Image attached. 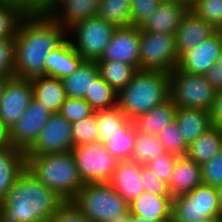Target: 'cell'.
<instances>
[{"label": "cell", "mask_w": 222, "mask_h": 222, "mask_svg": "<svg viewBox=\"0 0 222 222\" xmlns=\"http://www.w3.org/2000/svg\"><path fill=\"white\" fill-rule=\"evenodd\" d=\"M67 34L49 14L25 15L14 38V76L29 80L45 76L48 54L68 38Z\"/></svg>", "instance_id": "1"}, {"label": "cell", "mask_w": 222, "mask_h": 222, "mask_svg": "<svg viewBox=\"0 0 222 222\" xmlns=\"http://www.w3.org/2000/svg\"><path fill=\"white\" fill-rule=\"evenodd\" d=\"M63 201L25 168L0 202V222H49Z\"/></svg>", "instance_id": "2"}, {"label": "cell", "mask_w": 222, "mask_h": 222, "mask_svg": "<svg viewBox=\"0 0 222 222\" xmlns=\"http://www.w3.org/2000/svg\"><path fill=\"white\" fill-rule=\"evenodd\" d=\"M169 73L137 70L131 81L118 93L117 105L134 121L170 98Z\"/></svg>", "instance_id": "3"}, {"label": "cell", "mask_w": 222, "mask_h": 222, "mask_svg": "<svg viewBox=\"0 0 222 222\" xmlns=\"http://www.w3.org/2000/svg\"><path fill=\"white\" fill-rule=\"evenodd\" d=\"M26 168L64 200H73L84 185L72 152L26 156Z\"/></svg>", "instance_id": "4"}, {"label": "cell", "mask_w": 222, "mask_h": 222, "mask_svg": "<svg viewBox=\"0 0 222 222\" xmlns=\"http://www.w3.org/2000/svg\"><path fill=\"white\" fill-rule=\"evenodd\" d=\"M73 200L91 222H109L129 212V203L108 182L84 184Z\"/></svg>", "instance_id": "5"}, {"label": "cell", "mask_w": 222, "mask_h": 222, "mask_svg": "<svg viewBox=\"0 0 222 222\" xmlns=\"http://www.w3.org/2000/svg\"><path fill=\"white\" fill-rule=\"evenodd\" d=\"M169 76L170 99L176 107L198 108L211 112L216 90L204 75L190 74L175 68Z\"/></svg>", "instance_id": "6"}, {"label": "cell", "mask_w": 222, "mask_h": 222, "mask_svg": "<svg viewBox=\"0 0 222 222\" xmlns=\"http://www.w3.org/2000/svg\"><path fill=\"white\" fill-rule=\"evenodd\" d=\"M215 217H222L217 187L202 183L190 193L172 199L171 222Z\"/></svg>", "instance_id": "7"}, {"label": "cell", "mask_w": 222, "mask_h": 222, "mask_svg": "<svg viewBox=\"0 0 222 222\" xmlns=\"http://www.w3.org/2000/svg\"><path fill=\"white\" fill-rule=\"evenodd\" d=\"M116 27L100 16L77 22L67 30L73 48L84 60L97 61L104 53Z\"/></svg>", "instance_id": "8"}, {"label": "cell", "mask_w": 222, "mask_h": 222, "mask_svg": "<svg viewBox=\"0 0 222 222\" xmlns=\"http://www.w3.org/2000/svg\"><path fill=\"white\" fill-rule=\"evenodd\" d=\"M139 69L172 72L178 64L175 35L140 31Z\"/></svg>", "instance_id": "9"}, {"label": "cell", "mask_w": 222, "mask_h": 222, "mask_svg": "<svg viewBox=\"0 0 222 222\" xmlns=\"http://www.w3.org/2000/svg\"><path fill=\"white\" fill-rule=\"evenodd\" d=\"M71 152L83 184L109 182L119 161L106 149L104 142L74 146Z\"/></svg>", "instance_id": "10"}, {"label": "cell", "mask_w": 222, "mask_h": 222, "mask_svg": "<svg viewBox=\"0 0 222 222\" xmlns=\"http://www.w3.org/2000/svg\"><path fill=\"white\" fill-rule=\"evenodd\" d=\"M74 147L71 123L59 112L53 113L41 129L26 156L71 152Z\"/></svg>", "instance_id": "11"}, {"label": "cell", "mask_w": 222, "mask_h": 222, "mask_svg": "<svg viewBox=\"0 0 222 222\" xmlns=\"http://www.w3.org/2000/svg\"><path fill=\"white\" fill-rule=\"evenodd\" d=\"M52 114L50 109L33 97L28 108L9 131L10 144L26 152L35 143Z\"/></svg>", "instance_id": "12"}, {"label": "cell", "mask_w": 222, "mask_h": 222, "mask_svg": "<svg viewBox=\"0 0 222 222\" xmlns=\"http://www.w3.org/2000/svg\"><path fill=\"white\" fill-rule=\"evenodd\" d=\"M32 98L31 80L15 76L7 80L0 99V119L9 131L28 108Z\"/></svg>", "instance_id": "13"}, {"label": "cell", "mask_w": 222, "mask_h": 222, "mask_svg": "<svg viewBox=\"0 0 222 222\" xmlns=\"http://www.w3.org/2000/svg\"><path fill=\"white\" fill-rule=\"evenodd\" d=\"M222 50V30H216L200 44L184 52L178 60L179 70L204 75L216 62Z\"/></svg>", "instance_id": "14"}, {"label": "cell", "mask_w": 222, "mask_h": 222, "mask_svg": "<svg viewBox=\"0 0 222 222\" xmlns=\"http://www.w3.org/2000/svg\"><path fill=\"white\" fill-rule=\"evenodd\" d=\"M140 27L116 28L99 60H116L139 70Z\"/></svg>", "instance_id": "15"}, {"label": "cell", "mask_w": 222, "mask_h": 222, "mask_svg": "<svg viewBox=\"0 0 222 222\" xmlns=\"http://www.w3.org/2000/svg\"><path fill=\"white\" fill-rule=\"evenodd\" d=\"M214 29L209 23L198 17L191 9L182 16L175 33L176 49L180 57L184 52L194 48L210 35Z\"/></svg>", "instance_id": "16"}, {"label": "cell", "mask_w": 222, "mask_h": 222, "mask_svg": "<svg viewBox=\"0 0 222 222\" xmlns=\"http://www.w3.org/2000/svg\"><path fill=\"white\" fill-rule=\"evenodd\" d=\"M189 6L185 2L161 1L156 10L140 27V31L175 35L182 16Z\"/></svg>", "instance_id": "17"}, {"label": "cell", "mask_w": 222, "mask_h": 222, "mask_svg": "<svg viewBox=\"0 0 222 222\" xmlns=\"http://www.w3.org/2000/svg\"><path fill=\"white\" fill-rule=\"evenodd\" d=\"M101 0H59L49 15L66 30L77 22L97 16Z\"/></svg>", "instance_id": "18"}, {"label": "cell", "mask_w": 222, "mask_h": 222, "mask_svg": "<svg viewBox=\"0 0 222 222\" xmlns=\"http://www.w3.org/2000/svg\"><path fill=\"white\" fill-rule=\"evenodd\" d=\"M141 167L132 160L118 161L108 182L128 203L144 192L140 178Z\"/></svg>", "instance_id": "19"}, {"label": "cell", "mask_w": 222, "mask_h": 222, "mask_svg": "<svg viewBox=\"0 0 222 222\" xmlns=\"http://www.w3.org/2000/svg\"><path fill=\"white\" fill-rule=\"evenodd\" d=\"M202 167L187 156L178 157L168 183L172 198L190 193L202 184Z\"/></svg>", "instance_id": "20"}, {"label": "cell", "mask_w": 222, "mask_h": 222, "mask_svg": "<svg viewBox=\"0 0 222 222\" xmlns=\"http://www.w3.org/2000/svg\"><path fill=\"white\" fill-rule=\"evenodd\" d=\"M84 61L82 56L73 48L69 38L51 51L45 62L46 75L63 79L71 75Z\"/></svg>", "instance_id": "21"}, {"label": "cell", "mask_w": 222, "mask_h": 222, "mask_svg": "<svg viewBox=\"0 0 222 222\" xmlns=\"http://www.w3.org/2000/svg\"><path fill=\"white\" fill-rule=\"evenodd\" d=\"M172 197L142 192L129 203V212L151 220H171Z\"/></svg>", "instance_id": "22"}, {"label": "cell", "mask_w": 222, "mask_h": 222, "mask_svg": "<svg viewBox=\"0 0 222 222\" xmlns=\"http://www.w3.org/2000/svg\"><path fill=\"white\" fill-rule=\"evenodd\" d=\"M26 168V154L11 144L0 148V202Z\"/></svg>", "instance_id": "23"}, {"label": "cell", "mask_w": 222, "mask_h": 222, "mask_svg": "<svg viewBox=\"0 0 222 222\" xmlns=\"http://www.w3.org/2000/svg\"><path fill=\"white\" fill-rule=\"evenodd\" d=\"M175 121L187 145L213 126L211 113L198 108L177 107Z\"/></svg>", "instance_id": "24"}, {"label": "cell", "mask_w": 222, "mask_h": 222, "mask_svg": "<svg viewBox=\"0 0 222 222\" xmlns=\"http://www.w3.org/2000/svg\"><path fill=\"white\" fill-rule=\"evenodd\" d=\"M31 84L33 97L53 113L59 112L67 98L62 80L45 75L31 79Z\"/></svg>", "instance_id": "25"}, {"label": "cell", "mask_w": 222, "mask_h": 222, "mask_svg": "<svg viewBox=\"0 0 222 222\" xmlns=\"http://www.w3.org/2000/svg\"><path fill=\"white\" fill-rule=\"evenodd\" d=\"M100 75L96 61L84 60L81 65L69 76L61 79L66 96L83 98L90 91L93 81Z\"/></svg>", "instance_id": "26"}, {"label": "cell", "mask_w": 222, "mask_h": 222, "mask_svg": "<svg viewBox=\"0 0 222 222\" xmlns=\"http://www.w3.org/2000/svg\"><path fill=\"white\" fill-rule=\"evenodd\" d=\"M176 109V105L169 98L147 113L140 115L134 120V125L141 132L158 135L165 125L175 120Z\"/></svg>", "instance_id": "27"}, {"label": "cell", "mask_w": 222, "mask_h": 222, "mask_svg": "<svg viewBox=\"0 0 222 222\" xmlns=\"http://www.w3.org/2000/svg\"><path fill=\"white\" fill-rule=\"evenodd\" d=\"M222 148V129L210 127L195 141L188 145L186 156L199 165L211 160Z\"/></svg>", "instance_id": "28"}, {"label": "cell", "mask_w": 222, "mask_h": 222, "mask_svg": "<svg viewBox=\"0 0 222 222\" xmlns=\"http://www.w3.org/2000/svg\"><path fill=\"white\" fill-rule=\"evenodd\" d=\"M135 143L134 121L128 120L104 142L106 149L119 161L131 160Z\"/></svg>", "instance_id": "29"}, {"label": "cell", "mask_w": 222, "mask_h": 222, "mask_svg": "<svg viewBox=\"0 0 222 222\" xmlns=\"http://www.w3.org/2000/svg\"><path fill=\"white\" fill-rule=\"evenodd\" d=\"M100 76L119 93L132 79L137 69L129 64L116 60L96 61Z\"/></svg>", "instance_id": "30"}, {"label": "cell", "mask_w": 222, "mask_h": 222, "mask_svg": "<svg viewBox=\"0 0 222 222\" xmlns=\"http://www.w3.org/2000/svg\"><path fill=\"white\" fill-rule=\"evenodd\" d=\"M165 147L158 135L146 134L135 127V143L131 160L141 166H146L157 155L165 153Z\"/></svg>", "instance_id": "31"}, {"label": "cell", "mask_w": 222, "mask_h": 222, "mask_svg": "<svg viewBox=\"0 0 222 222\" xmlns=\"http://www.w3.org/2000/svg\"><path fill=\"white\" fill-rule=\"evenodd\" d=\"M98 16L116 28L131 26V0H101Z\"/></svg>", "instance_id": "32"}, {"label": "cell", "mask_w": 222, "mask_h": 222, "mask_svg": "<svg viewBox=\"0 0 222 222\" xmlns=\"http://www.w3.org/2000/svg\"><path fill=\"white\" fill-rule=\"evenodd\" d=\"M117 96L118 93L99 75L84 99L96 111L117 105Z\"/></svg>", "instance_id": "33"}, {"label": "cell", "mask_w": 222, "mask_h": 222, "mask_svg": "<svg viewBox=\"0 0 222 222\" xmlns=\"http://www.w3.org/2000/svg\"><path fill=\"white\" fill-rule=\"evenodd\" d=\"M97 129L100 137V142H105L116 129L121 128L128 118L118 105L111 108L96 110Z\"/></svg>", "instance_id": "34"}, {"label": "cell", "mask_w": 222, "mask_h": 222, "mask_svg": "<svg viewBox=\"0 0 222 222\" xmlns=\"http://www.w3.org/2000/svg\"><path fill=\"white\" fill-rule=\"evenodd\" d=\"M189 9L214 29L222 30V0H196Z\"/></svg>", "instance_id": "35"}, {"label": "cell", "mask_w": 222, "mask_h": 222, "mask_svg": "<svg viewBox=\"0 0 222 222\" xmlns=\"http://www.w3.org/2000/svg\"><path fill=\"white\" fill-rule=\"evenodd\" d=\"M25 14L16 6L0 1V39L15 38L20 21Z\"/></svg>", "instance_id": "36"}, {"label": "cell", "mask_w": 222, "mask_h": 222, "mask_svg": "<svg viewBox=\"0 0 222 222\" xmlns=\"http://www.w3.org/2000/svg\"><path fill=\"white\" fill-rule=\"evenodd\" d=\"M74 146L100 142L95 113L89 117L71 123Z\"/></svg>", "instance_id": "37"}, {"label": "cell", "mask_w": 222, "mask_h": 222, "mask_svg": "<svg viewBox=\"0 0 222 222\" xmlns=\"http://www.w3.org/2000/svg\"><path fill=\"white\" fill-rule=\"evenodd\" d=\"M158 137L165 147L166 152H170L178 157L186 156L188 145L184 141L175 120L165 125L164 129L158 134Z\"/></svg>", "instance_id": "38"}, {"label": "cell", "mask_w": 222, "mask_h": 222, "mask_svg": "<svg viewBox=\"0 0 222 222\" xmlns=\"http://www.w3.org/2000/svg\"><path fill=\"white\" fill-rule=\"evenodd\" d=\"M94 110L83 98L67 97L60 107L59 113L70 123L79 121L94 114Z\"/></svg>", "instance_id": "39"}, {"label": "cell", "mask_w": 222, "mask_h": 222, "mask_svg": "<svg viewBox=\"0 0 222 222\" xmlns=\"http://www.w3.org/2000/svg\"><path fill=\"white\" fill-rule=\"evenodd\" d=\"M177 159V155L171 154L170 152H165L150 160L146 166L153 172L154 175H157L161 181L168 184Z\"/></svg>", "instance_id": "40"}, {"label": "cell", "mask_w": 222, "mask_h": 222, "mask_svg": "<svg viewBox=\"0 0 222 222\" xmlns=\"http://www.w3.org/2000/svg\"><path fill=\"white\" fill-rule=\"evenodd\" d=\"M49 222H91L74 200H64Z\"/></svg>", "instance_id": "41"}, {"label": "cell", "mask_w": 222, "mask_h": 222, "mask_svg": "<svg viewBox=\"0 0 222 222\" xmlns=\"http://www.w3.org/2000/svg\"><path fill=\"white\" fill-rule=\"evenodd\" d=\"M203 184L213 187L222 185V148L208 162L201 165Z\"/></svg>", "instance_id": "42"}, {"label": "cell", "mask_w": 222, "mask_h": 222, "mask_svg": "<svg viewBox=\"0 0 222 222\" xmlns=\"http://www.w3.org/2000/svg\"><path fill=\"white\" fill-rule=\"evenodd\" d=\"M160 2V0H131V26L141 27Z\"/></svg>", "instance_id": "43"}, {"label": "cell", "mask_w": 222, "mask_h": 222, "mask_svg": "<svg viewBox=\"0 0 222 222\" xmlns=\"http://www.w3.org/2000/svg\"><path fill=\"white\" fill-rule=\"evenodd\" d=\"M14 38L0 39V76H14Z\"/></svg>", "instance_id": "44"}, {"label": "cell", "mask_w": 222, "mask_h": 222, "mask_svg": "<svg viewBox=\"0 0 222 222\" xmlns=\"http://www.w3.org/2000/svg\"><path fill=\"white\" fill-rule=\"evenodd\" d=\"M140 178L145 192L158 196H170L168 184L161 181L147 166L141 167Z\"/></svg>", "instance_id": "45"}, {"label": "cell", "mask_w": 222, "mask_h": 222, "mask_svg": "<svg viewBox=\"0 0 222 222\" xmlns=\"http://www.w3.org/2000/svg\"><path fill=\"white\" fill-rule=\"evenodd\" d=\"M16 6L25 15L47 14V0H2Z\"/></svg>", "instance_id": "46"}, {"label": "cell", "mask_w": 222, "mask_h": 222, "mask_svg": "<svg viewBox=\"0 0 222 222\" xmlns=\"http://www.w3.org/2000/svg\"><path fill=\"white\" fill-rule=\"evenodd\" d=\"M205 79L218 91H222V50L216 62L204 74Z\"/></svg>", "instance_id": "47"}, {"label": "cell", "mask_w": 222, "mask_h": 222, "mask_svg": "<svg viewBox=\"0 0 222 222\" xmlns=\"http://www.w3.org/2000/svg\"><path fill=\"white\" fill-rule=\"evenodd\" d=\"M210 113L212 124L222 129V91L216 92L214 104Z\"/></svg>", "instance_id": "48"}, {"label": "cell", "mask_w": 222, "mask_h": 222, "mask_svg": "<svg viewBox=\"0 0 222 222\" xmlns=\"http://www.w3.org/2000/svg\"><path fill=\"white\" fill-rule=\"evenodd\" d=\"M10 145L9 130L4 126L0 119V148Z\"/></svg>", "instance_id": "49"}, {"label": "cell", "mask_w": 222, "mask_h": 222, "mask_svg": "<svg viewBox=\"0 0 222 222\" xmlns=\"http://www.w3.org/2000/svg\"><path fill=\"white\" fill-rule=\"evenodd\" d=\"M130 222H171V220H151L132 215L130 213Z\"/></svg>", "instance_id": "50"}, {"label": "cell", "mask_w": 222, "mask_h": 222, "mask_svg": "<svg viewBox=\"0 0 222 222\" xmlns=\"http://www.w3.org/2000/svg\"><path fill=\"white\" fill-rule=\"evenodd\" d=\"M109 222H130V212H128L122 216L116 217L115 219H113Z\"/></svg>", "instance_id": "51"}, {"label": "cell", "mask_w": 222, "mask_h": 222, "mask_svg": "<svg viewBox=\"0 0 222 222\" xmlns=\"http://www.w3.org/2000/svg\"><path fill=\"white\" fill-rule=\"evenodd\" d=\"M10 77H13V76H0V99H1V96H2V92H3L4 86H5L7 80Z\"/></svg>", "instance_id": "52"}, {"label": "cell", "mask_w": 222, "mask_h": 222, "mask_svg": "<svg viewBox=\"0 0 222 222\" xmlns=\"http://www.w3.org/2000/svg\"><path fill=\"white\" fill-rule=\"evenodd\" d=\"M219 219H220V217H215V218L196 220V221H192V222H219Z\"/></svg>", "instance_id": "53"}, {"label": "cell", "mask_w": 222, "mask_h": 222, "mask_svg": "<svg viewBox=\"0 0 222 222\" xmlns=\"http://www.w3.org/2000/svg\"><path fill=\"white\" fill-rule=\"evenodd\" d=\"M59 0H47V14H49L52 6Z\"/></svg>", "instance_id": "54"}, {"label": "cell", "mask_w": 222, "mask_h": 222, "mask_svg": "<svg viewBox=\"0 0 222 222\" xmlns=\"http://www.w3.org/2000/svg\"><path fill=\"white\" fill-rule=\"evenodd\" d=\"M217 190H218L219 204L222 212V185L217 187Z\"/></svg>", "instance_id": "55"}, {"label": "cell", "mask_w": 222, "mask_h": 222, "mask_svg": "<svg viewBox=\"0 0 222 222\" xmlns=\"http://www.w3.org/2000/svg\"><path fill=\"white\" fill-rule=\"evenodd\" d=\"M196 0H184V2L190 6L192 3H194Z\"/></svg>", "instance_id": "56"}, {"label": "cell", "mask_w": 222, "mask_h": 222, "mask_svg": "<svg viewBox=\"0 0 222 222\" xmlns=\"http://www.w3.org/2000/svg\"><path fill=\"white\" fill-rule=\"evenodd\" d=\"M160 1H170V2H184V0H160Z\"/></svg>", "instance_id": "57"}]
</instances>
